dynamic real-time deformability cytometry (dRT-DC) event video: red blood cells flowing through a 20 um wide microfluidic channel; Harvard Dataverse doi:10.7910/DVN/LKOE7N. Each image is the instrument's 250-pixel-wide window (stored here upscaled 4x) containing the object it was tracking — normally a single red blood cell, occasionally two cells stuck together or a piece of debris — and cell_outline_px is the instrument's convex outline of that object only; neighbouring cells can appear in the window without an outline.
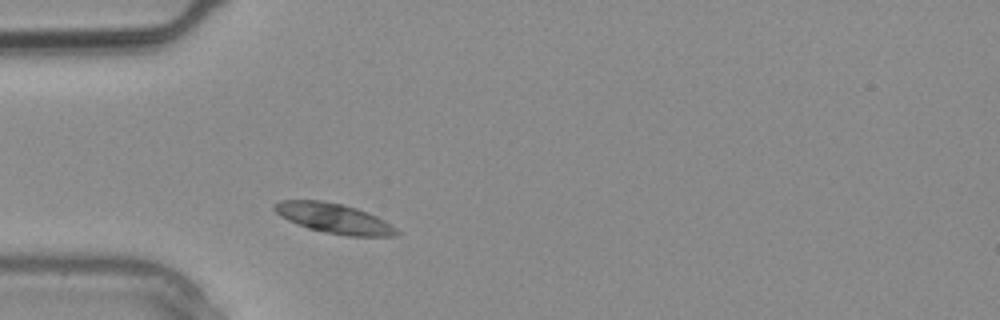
{"species": "common noctule bat (a hibernating species)", "species_latin": "Nyctalus noctula", "temperature_condition": "warm", "stored_images_in_passage": 3, "camera_frame_rate_fps": 3000, "um_per_image_px": 0.085, "animal": {"sex": "male", "body_mass_g": 20.4}, "frame": {"image": 1, "passage_image": 3, "time_ms": 0.667, "image_size_px": [1000, 320], "cell_outline_px": [[400, 232], [392, 236], [348, 236], [324, 232], [308, 228], [288, 220], [280, 216], [272, 208], [272, 204], [280, 200], [320, 200], [344, 204], [368, 212], [384, 220], [396, 228]], "centroid_in_image_um": [28.36, 18.54], "position_along_channel_um": 56.6, "area_um2": 21.33}}